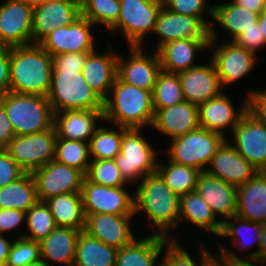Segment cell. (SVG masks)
<instances>
[{"label": "cell", "instance_id": "6", "mask_svg": "<svg viewBox=\"0 0 266 266\" xmlns=\"http://www.w3.org/2000/svg\"><path fill=\"white\" fill-rule=\"evenodd\" d=\"M142 130L129 128L123 134L120 153L114 159L122 176L131 186L157 171L158 151L143 136L144 133L141 134Z\"/></svg>", "mask_w": 266, "mask_h": 266}, {"label": "cell", "instance_id": "8", "mask_svg": "<svg viewBox=\"0 0 266 266\" xmlns=\"http://www.w3.org/2000/svg\"><path fill=\"white\" fill-rule=\"evenodd\" d=\"M225 139L218 133L200 127L170 140L164 152H168L166 155H169V160L203 172L207 170L217 148Z\"/></svg>", "mask_w": 266, "mask_h": 266}, {"label": "cell", "instance_id": "4", "mask_svg": "<svg viewBox=\"0 0 266 266\" xmlns=\"http://www.w3.org/2000/svg\"><path fill=\"white\" fill-rule=\"evenodd\" d=\"M53 112L65 110H103L104 101L93 91L82 72L52 69L47 95Z\"/></svg>", "mask_w": 266, "mask_h": 266}, {"label": "cell", "instance_id": "52", "mask_svg": "<svg viewBox=\"0 0 266 266\" xmlns=\"http://www.w3.org/2000/svg\"><path fill=\"white\" fill-rule=\"evenodd\" d=\"M247 92L248 111L266 125V90L249 89Z\"/></svg>", "mask_w": 266, "mask_h": 266}, {"label": "cell", "instance_id": "54", "mask_svg": "<svg viewBox=\"0 0 266 266\" xmlns=\"http://www.w3.org/2000/svg\"><path fill=\"white\" fill-rule=\"evenodd\" d=\"M14 136L12 123L6 114L3 103L0 101V149H5Z\"/></svg>", "mask_w": 266, "mask_h": 266}, {"label": "cell", "instance_id": "44", "mask_svg": "<svg viewBox=\"0 0 266 266\" xmlns=\"http://www.w3.org/2000/svg\"><path fill=\"white\" fill-rule=\"evenodd\" d=\"M85 177L96 184L108 187H121L129 183L122 176L114 159L91 160Z\"/></svg>", "mask_w": 266, "mask_h": 266}, {"label": "cell", "instance_id": "51", "mask_svg": "<svg viewBox=\"0 0 266 266\" xmlns=\"http://www.w3.org/2000/svg\"><path fill=\"white\" fill-rule=\"evenodd\" d=\"M26 212L17 209H0V234H11L25 223ZM9 232V233H8Z\"/></svg>", "mask_w": 266, "mask_h": 266}, {"label": "cell", "instance_id": "46", "mask_svg": "<svg viewBox=\"0 0 266 266\" xmlns=\"http://www.w3.org/2000/svg\"><path fill=\"white\" fill-rule=\"evenodd\" d=\"M163 6L178 14L200 18L209 28L211 21L207 20V15L213 18V4L209 5L210 0H162ZM206 11V12H205Z\"/></svg>", "mask_w": 266, "mask_h": 266}, {"label": "cell", "instance_id": "38", "mask_svg": "<svg viewBox=\"0 0 266 266\" xmlns=\"http://www.w3.org/2000/svg\"><path fill=\"white\" fill-rule=\"evenodd\" d=\"M102 125L89 140V155L91 160L115 159L121 150L123 134L129 129L116 125H111L112 128L110 129ZM113 126L115 127L114 129Z\"/></svg>", "mask_w": 266, "mask_h": 266}, {"label": "cell", "instance_id": "30", "mask_svg": "<svg viewBox=\"0 0 266 266\" xmlns=\"http://www.w3.org/2000/svg\"><path fill=\"white\" fill-rule=\"evenodd\" d=\"M82 230L70 227L56 228L40 243L41 259L50 266L57 263L60 266H73L76 257V245ZM53 262V263H52Z\"/></svg>", "mask_w": 266, "mask_h": 266}, {"label": "cell", "instance_id": "20", "mask_svg": "<svg viewBox=\"0 0 266 266\" xmlns=\"http://www.w3.org/2000/svg\"><path fill=\"white\" fill-rule=\"evenodd\" d=\"M206 171L236 187L245 184L258 173V170L237 152L227 138L217 148Z\"/></svg>", "mask_w": 266, "mask_h": 266}, {"label": "cell", "instance_id": "21", "mask_svg": "<svg viewBox=\"0 0 266 266\" xmlns=\"http://www.w3.org/2000/svg\"><path fill=\"white\" fill-rule=\"evenodd\" d=\"M184 99L199 105L223 92L215 64L211 59L178 73Z\"/></svg>", "mask_w": 266, "mask_h": 266}, {"label": "cell", "instance_id": "58", "mask_svg": "<svg viewBox=\"0 0 266 266\" xmlns=\"http://www.w3.org/2000/svg\"><path fill=\"white\" fill-rule=\"evenodd\" d=\"M258 22L260 25L261 34L264 37V41H265V45H266V7L259 14Z\"/></svg>", "mask_w": 266, "mask_h": 266}, {"label": "cell", "instance_id": "9", "mask_svg": "<svg viewBox=\"0 0 266 266\" xmlns=\"http://www.w3.org/2000/svg\"><path fill=\"white\" fill-rule=\"evenodd\" d=\"M213 26L214 24L210 26L208 50L212 51V55L210 54L209 58L215 64L222 88L228 87L252 72L259 57L249 50L237 46L234 42H217L220 35L217 34L218 29L215 31Z\"/></svg>", "mask_w": 266, "mask_h": 266}, {"label": "cell", "instance_id": "10", "mask_svg": "<svg viewBox=\"0 0 266 266\" xmlns=\"http://www.w3.org/2000/svg\"><path fill=\"white\" fill-rule=\"evenodd\" d=\"M56 139L53 126L38 133L14 136L5 150L26 173H32L54 160Z\"/></svg>", "mask_w": 266, "mask_h": 266}, {"label": "cell", "instance_id": "37", "mask_svg": "<svg viewBox=\"0 0 266 266\" xmlns=\"http://www.w3.org/2000/svg\"><path fill=\"white\" fill-rule=\"evenodd\" d=\"M156 172L175 193L181 196L195 190L201 171L167 158L166 162H162L161 159L158 160Z\"/></svg>", "mask_w": 266, "mask_h": 266}, {"label": "cell", "instance_id": "36", "mask_svg": "<svg viewBox=\"0 0 266 266\" xmlns=\"http://www.w3.org/2000/svg\"><path fill=\"white\" fill-rule=\"evenodd\" d=\"M39 201L32 173H25L17 181L0 189V209L28 212Z\"/></svg>", "mask_w": 266, "mask_h": 266}, {"label": "cell", "instance_id": "61", "mask_svg": "<svg viewBox=\"0 0 266 266\" xmlns=\"http://www.w3.org/2000/svg\"><path fill=\"white\" fill-rule=\"evenodd\" d=\"M29 266H50L46 261L40 259L38 261L33 262Z\"/></svg>", "mask_w": 266, "mask_h": 266}, {"label": "cell", "instance_id": "59", "mask_svg": "<svg viewBox=\"0 0 266 266\" xmlns=\"http://www.w3.org/2000/svg\"><path fill=\"white\" fill-rule=\"evenodd\" d=\"M205 266H225V264L214 254L206 261Z\"/></svg>", "mask_w": 266, "mask_h": 266}, {"label": "cell", "instance_id": "41", "mask_svg": "<svg viewBox=\"0 0 266 266\" xmlns=\"http://www.w3.org/2000/svg\"><path fill=\"white\" fill-rule=\"evenodd\" d=\"M152 96L154 109H164L184 101L179 75L161 70Z\"/></svg>", "mask_w": 266, "mask_h": 266}, {"label": "cell", "instance_id": "28", "mask_svg": "<svg viewBox=\"0 0 266 266\" xmlns=\"http://www.w3.org/2000/svg\"><path fill=\"white\" fill-rule=\"evenodd\" d=\"M149 234L136 237L129 244L118 249L116 266H161L160 256L169 238Z\"/></svg>", "mask_w": 266, "mask_h": 266}, {"label": "cell", "instance_id": "15", "mask_svg": "<svg viewBox=\"0 0 266 266\" xmlns=\"http://www.w3.org/2000/svg\"><path fill=\"white\" fill-rule=\"evenodd\" d=\"M39 201L66 193L81 192L85 174L52 160L32 172Z\"/></svg>", "mask_w": 266, "mask_h": 266}, {"label": "cell", "instance_id": "62", "mask_svg": "<svg viewBox=\"0 0 266 266\" xmlns=\"http://www.w3.org/2000/svg\"><path fill=\"white\" fill-rule=\"evenodd\" d=\"M44 1H81V0H44Z\"/></svg>", "mask_w": 266, "mask_h": 266}, {"label": "cell", "instance_id": "27", "mask_svg": "<svg viewBox=\"0 0 266 266\" xmlns=\"http://www.w3.org/2000/svg\"><path fill=\"white\" fill-rule=\"evenodd\" d=\"M209 42L210 39L184 38L163 45L157 51L161 70L178 74L198 66L196 54L206 51Z\"/></svg>", "mask_w": 266, "mask_h": 266}, {"label": "cell", "instance_id": "29", "mask_svg": "<svg viewBox=\"0 0 266 266\" xmlns=\"http://www.w3.org/2000/svg\"><path fill=\"white\" fill-rule=\"evenodd\" d=\"M235 215L257 223L266 222V174L259 171L237 187Z\"/></svg>", "mask_w": 266, "mask_h": 266}, {"label": "cell", "instance_id": "25", "mask_svg": "<svg viewBox=\"0 0 266 266\" xmlns=\"http://www.w3.org/2000/svg\"><path fill=\"white\" fill-rule=\"evenodd\" d=\"M103 121V110H65L54 113L53 126L57 138L89 143Z\"/></svg>", "mask_w": 266, "mask_h": 266}, {"label": "cell", "instance_id": "16", "mask_svg": "<svg viewBox=\"0 0 266 266\" xmlns=\"http://www.w3.org/2000/svg\"><path fill=\"white\" fill-rule=\"evenodd\" d=\"M33 8L19 0L0 4V45L26 46L32 41Z\"/></svg>", "mask_w": 266, "mask_h": 266}, {"label": "cell", "instance_id": "45", "mask_svg": "<svg viewBox=\"0 0 266 266\" xmlns=\"http://www.w3.org/2000/svg\"><path fill=\"white\" fill-rule=\"evenodd\" d=\"M41 259L40 243L25 238H15L10 247L5 266H29Z\"/></svg>", "mask_w": 266, "mask_h": 266}, {"label": "cell", "instance_id": "35", "mask_svg": "<svg viewBox=\"0 0 266 266\" xmlns=\"http://www.w3.org/2000/svg\"><path fill=\"white\" fill-rule=\"evenodd\" d=\"M117 252L118 249L81 231L73 266H116Z\"/></svg>", "mask_w": 266, "mask_h": 266}, {"label": "cell", "instance_id": "33", "mask_svg": "<svg viewBox=\"0 0 266 266\" xmlns=\"http://www.w3.org/2000/svg\"><path fill=\"white\" fill-rule=\"evenodd\" d=\"M246 233V234H245ZM220 239L224 237L231 238L230 247H233L238 251V253L243 252L242 250L250 249L253 244H256V250H251L246 257L258 259L259 244L261 241V223L252 222L238 216H232L231 218L222 222V230L219 235ZM232 245V246H231Z\"/></svg>", "mask_w": 266, "mask_h": 266}, {"label": "cell", "instance_id": "7", "mask_svg": "<svg viewBox=\"0 0 266 266\" xmlns=\"http://www.w3.org/2000/svg\"><path fill=\"white\" fill-rule=\"evenodd\" d=\"M118 21L108 30L120 32L128 46H142L145 36L153 33L158 14L163 7L162 0H120ZM116 31V32H115ZM148 34V35H147Z\"/></svg>", "mask_w": 266, "mask_h": 266}, {"label": "cell", "instance_id": "19", "mask_svg": "<svg viewBox=\"0 0 266 266\" xmlns=\"http://www.w3.org/2000/svg\"><path fill=\"white\" fill-rule=\"evenodd\" d=\"M229 97L223 91L218 96L198 105L200 126L224 138L227 137L225 131L229 128L232 133L243 114L248 110L247 95L246 98H242L239 109H236L234 101Z\"/></svg>", "mask_w": 266, "mask_h": 266}, {"label": "cell", "instance_id": "34", "mask_svg": "<svg viewBox=\"0 0 266 266\" xmlns=\"http://www.w3.org/2000/svg\"><path fill=\"white\" fill-rule=\"evenodd\" d=\"M56 226L70 227L84 231L85 213L81 192H73L50 197L45 200Z\"/></svg>", "mask_w": 266, "mask_h": 266}, {"label": "cell", "instance_id": "3", "mask_svg": "<svg viewBox=\"0 0 266 266\" xmlns=\"http://www.w3.org/2000/svg\"><path fill=\"white\" fill-rule=\"evenodd\" d=\"M105 124L126 128H151L154 119L152 91L127 84L116 77L104 100Z\"/></svg>", "mask_w": 266, "mask_h": 266}, {"label": "cell", "instance_id": "60", "mask_svg": "<svg viewBox=\"0 0 266 266\" xmlns=\"http://www.w3.org/2000/svg\"><path fill=\"white\" fill-rule=\"evenodd\" d=\"M25 3L26 5L31 6L32 8L39 6L44 0H19Z\"/></svg>", "mask_w": 266, "mask_h": 266}, {"label": "cell", "instance_id": "12", "mask_svg": "<svg viewBox=\"0 0 266 266\" xmlns=\"http://www.w3.org/2000/svg\"><path fill=\"white\" fill-rule=\"evenodd\" d=\"M93 28L97 30L90 20L81 15L69 26H62L52 31L39 45L51 56L92 52L97 48Z\"/></svg>", "mask_w": 266, "mask_h": 266}, {"label": "cell", "instance_id": "40", "mask_svg": "<svg viewBox=\"0 0 266 266\" xmlns=\"http://www.w3.org/2000/svg\"><path fill=\"white\" fill-rule=\"evenodd\" d=\"M54 160L58 163L79 169L86 175L91 162L89 143L57 138Z\"/></svg>", "mask_w": 266, "mask_h": 266}, {"label": "cell", "instance_id": "14", "mask_svg": "<svg viewBox=\"0 0 266 266\" xmlns=\"http://www.w3.org/2000/svg\"><path fill=\"white\" fill-rule=\"evenodd\" d=\"M231 137V140L227 139L237 152L258 172L263 171L266 167V125L247 110L233 129Z\"/></svg>", "mask_w": 266, "mask_h": 266}, {"label": "cell", "instance_id": "18", "mask_svg": "<svg viewBox=\"0 0 266 266\" xmlns=\"http://www.w3.org/2000/svg\"><path fill=\"white\" fill-rule=\"evenodd\" d=\"M81 16V1H43L33 8L32 41L39 44L52 31Z\"/></svg>", "mask_w": 266, "mask_h": 266}, {"label": "cell", "instance_id": "1", "mask_svg": "<svg viewBox=\"0 0 266 266\" xmlns=\"http://www.w3.org/2000/svg\"><path fill=\"white\" fill-rule=\"evenodd\" d=\"M134 214L144 212L157 230L152 234L179 241L172 230L179 228L180 195L156 172L145 176L134 188ZM171 229V230H170ZM170 231V232H169Z\"/></svg>", "mask_w": 266, "mask_h": 266}, {"label": "cell", "instance_id": "55", "mask_svg": "<svg viewBox=\"0 0 266 266\" xmlns=\"http://www.w3.org/2000/svg\"><path fill=\"white\" fill-rule=\"evenodd\" d=\"M234 4L258 14L266 7V0H231Z\"/></svg>", "mask_w": 266, "mask_h": 266}, {"label": "cell", "instance_id": "47", "mask_svg": "<svg viewBox=\"0 0 266 266\" xmlns=\"http://www.w3.org/2000/svg\"><path fill=\"white\" fill-rule=\"evenodd\" d=\"M25 173L5 149H0V189L17 181Z\"/></svg>", "mask_w": 266, "mask_h": 266}, {"label": "cell", "instance_id": "57", "mask_svg": "<svg viewBox=\"0 0 266 266\" xmlns=\"http://www.w3.org/2000/svg\"><path fill=\"white\" fill-rule=\"evenodd\" d=\"M258 260L266 263V222L261 223V241L258 250Z\"/></svg>", "mask_w": 266, "mask_h": 266}, {"label": "cell", "instance_id": "13", "mask_svg": "<svg viewBox=\"0 0 266 266\" xmlns=\"http://www.w3.org/2000/svg\"><path fill=\"white\" fill-rule=\"evenodd\" d=\"M142 46H129L128 59L118 54L117 77L127 84L153 92L161 62L157 51L145 54Z\"/></svg>", "mask_w": 266, "mask_h": 266}, {"label": "cell", "instance_id": "22", "mask_svg": "<svg viewBox=\"0 0 266 266\" xmlns=\"http://www.w3.org/2000/svg\"><path fill=\"white\" fill-rule=\"evenodd\" d=\"M85 216L84 231L108 246L120 249L137 237L130 225L135 215L89 214Z\"/></svg>", "mask_w": 266, "mask_h": 266}, {"label": "cell", "instance_id": "42", "mask_svg": "<svg viewBox=\"0 0 266 266\" xmlns=\"http://www.w3.org/2000/svg\"><path fill=\"white\" fill-rule=\"evenodd\" d=\"M120 0H81V15L108 31L119 18Z\"/></svg>", "mask_w": 266, "mask_h": 266}, {"label": "cell", "instance_id": "2", "mask_svg": "<svg viewBox=\"0 0 266 266\" xmlns=\"http://www.w3.org/2000/svg\"><path fill=\"white\" fill-rule=\"evenodd\" d=\"M52 68V56L39 44L10 47V91L47 97Z\"/></svg>", "mask_w": 266, "mask_h": 266}, {"label": "cell", "instance_id": "5", "mask_svg": "<svg viewBox=\"0 0 266 266\" xmlns=\"http://www.w3.org/2000/svg\"><path fill=\"white\" fill-rule=\"evenodd\" d=\"M16 135H28L53 127L54 112L46 96L9 91L0 96Z\"/></svg>", "mask_w": 266, "mask_h": 266}, {"label": "cell", "instance_id": "17", "mask_svg": "<svg viewBox=\"0 0 266 266\" xmlns=\"http://www.w3.org/2000/svg\"><path fill=\"white\" fill-rule=\"evenodd\" d=\"M152 34L159 37L154 48L158 51L163 45L178 39H210V28L198 17L174 13L163 6Z\"/></svg>", "mask_w": 266, "mask_h": 266}, {"label": "cell", "instance_id": "56", "mask_svg": "<svg viewBox=\"0 0 266 266\" xmlns=\"http://www.w3.org/2000/svg\"><path fill=\"white\" fill-rule=\"evenodd\" d=\"M12 243L11 239L9 240L4 234H0V266L6 265Z\"/></svg>", "mask_w": 266, "mask_h": 266}, {"label": "cell", "instance_id": "49", "mask_svg": "<svg viewBox=\"0 0 266 266\" xmlns=\"http://www.w3.org/2000/svg\"><path fill=\"white\" fill-rule=\"evenodd\" d=\"M219 248L217 250L216 256L225 264V266H264L266 263L259 261L255 258H249L246 256H238L239 254L237 251L233 248L229 249L226 246L227 245H218V242L216 244ZM218 254V255H217ZM256 262L258 264H256Z\"/></svg>", "mask_w": 266, "mask_h": 266}, {"label": "cell", "instance_id": "31", "mask_svg": "<svg viewBox=\"0 0 266 266\" xmlns=\"http://www.w3.org/2000/svg\"><path fill=\"white\" fill-rule=\"evenodd\" d=\"M188 222L205 231L207 235L218 237L222 230V222L213 213L210 206L202 199L196 190L181 195L180 217L181 222Z\"/></svg>", "mask_w": 266, "mask_h": 266}, {"label": "cell", "instance_id": "24", "mask_svg": "<svg viewBox=\"0 0 266 266\" xmlns=\"http://www.w3.org/2000/svg\"><path fill=\"white\" fill-rule=\"evenodd\" d=\"M112 45L100 53L97 48L88 53L82 74L93 91L104 101L117 77L118 54Z\"/></svg>", "mask_w": 266, "mask_h": 266}, {"label": "cell", "instance_id": "11", "mask_svg": "<svg viewBox=\"0 0 266 266\" xmlns=\"http://www.w3.org/2000/svg\"><path fill=\"white\" fill-rule=\"evenodd\" d=\"M126 186L108 187L90 182L86 177L81 189L85 215H135L134 194Z\"/></svg>", "mask_w": 266, "mask_h": 266}, {"label": "cell", "instance_id": "43", "mask_svg": "<svg viewBox=\"0 0 266 266\" xmlns=\"http://www.w3.org/2000/svg\"><path fill=\"white\" fill-rule=\"evenodd\" d=\"M179 242L169 239L164 244L160 260L161 266H205L207 259L212 255L204 243L197 241L200 243V248H198L200 257L197 258L199 261H196L195 256L192 257L191 252H188L185 247L183 248V245Z\"/></svg>", "mask_w": 266, "mask_h": 266}, {"label": "cell", "instance_id": "26", "mask_svg": "<svg viewBox=\"0 0 266 266\" xmlns=\"http://www.w3.org/2000/svg\"><path fill=\"white\" fill-rule=\"evenodd\" d=\"M195 190L210 206L216 217H219L221 222L235 216L236 186L226 183L207 171H203L198 176Z\"/></svg>", "mask_w": 266, "mask_h": 266}, {"label": "cell", "instance_id": "32", "mask_svg": "<svg viewBox=\"0 0 266 266\" xmlns=\"http://www.w3.org/2000/svg\"><path fill=\"white\" fill-rule=\"evenodd\" d=\"M259 14L247 10L230 2L216 3L213 5V22L219 25L226 34L229 33L230 39L227 41L233 42L239 35L249 28L255 27L258 22Z\"/></svg>", "mask_w": 266, "mask_h": 266}, {"label": "cell", "instance_id": "53", "mask_svg": "<svg viewBox=\"0 0 266 266\" xmlns=\"http://www.w3.org/2000/svg\"><path fill=\"white\" fill-rule=\"evenodd\" d=\"M10 91V47L0 45V96Z\"/></svg>", "mask_w": 266, "mask_h": 266}, {"label": "cell", "instance_id": "39", "mask_svg": "<svg viewBox=\"0 0 266 266\" xmlns=\"http://www.w3.org/2000/svg\"><path fill=\"white\" fill-rule=\"evenodd\" d=\"M25 223L27 232H18L15 238L23 237L28 240L40 242L56 228L52 213L45 201H38L26 212Z\"/></svg>", "mask_w": 266, "mask_h": 266}, {"label": "cell", "instance_id": "50", "mask_svg": "<svg viewBox=\"0 0 266 266\" xmlns=\"http://www.w3.org/2000/svg\"><path fill=\"white\" fill-rule=\"evenodd\" d=\"M88 53L90 52L63 53L52 56V69H70L82 72Z\"/></svg>", "mask_w": 266, "mask_h": 266}, {"label": "cell", "instance_id": "48", "mask_svg": "<svg viewBox=\"0 0 266 266\" xmlns=\"http://www.w3.org/2000/svg\"><path fill=\"white\" fill-rule=\"evenodd\" d=\"M237 46L257 55L260 49L265 48L264 37L261 34L259 22L255 23V27L249 28L239 35L234 41Z\"/></svg>", "mask_w": 266, "mask_h": 266}, {"label": "cell", "instance_id": "23", "mask_svg": "<svg viewBox=\"0 0 266 266\" xmlns=\"http://www.w3.org/2000/svg\"><path fill=\"white\" fill-rule=\"evenodd\" d=\"M153 129L175 139L200 128L198 105L186 100L164 109H154Z\"/></svg>", "mask_w": 266, "mask_h": 266}]
</instances>
